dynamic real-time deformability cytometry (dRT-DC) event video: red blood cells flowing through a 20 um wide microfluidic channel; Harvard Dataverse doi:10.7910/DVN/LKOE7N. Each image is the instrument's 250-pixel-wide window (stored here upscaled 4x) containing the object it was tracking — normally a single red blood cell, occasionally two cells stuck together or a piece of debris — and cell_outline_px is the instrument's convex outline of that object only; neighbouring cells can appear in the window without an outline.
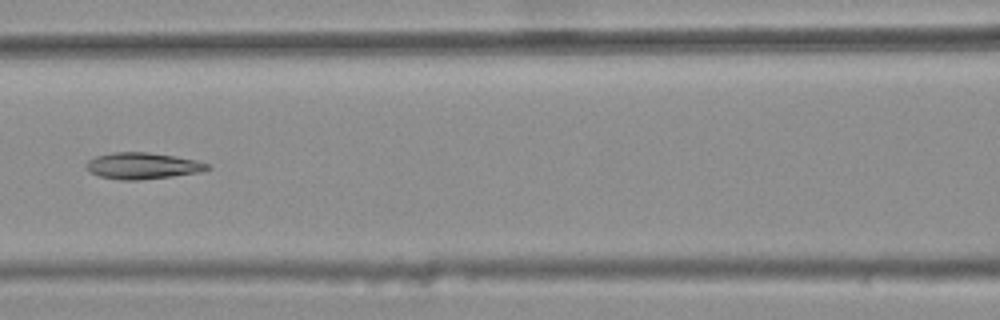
{"species": "common noctule bat (a hibernating species)", "species_latin": "Nyctalus noctula", "temperature_condition": "warm", "stored_images_in_passage": 8, "camera_frame_rate_fps": 3000, "um_per_image_px": 0.085, "animal": {"sex": "female", "body_mass_g": 25.1}, "frame": {"image": 1, "passage_image": 5, "time_ms": 1.333, "image_size_px": [1000, 320], "cell_outline_px": [[212, 168], [200, 172], [172, 176], [140, 180], [120, 180], [100, 176], [92, 172], [84, 164], [88, 160], [96, 156], [116, 152], [148, 152], [196, 160], [208, 164]], "centroid_in_image_um": [12.12, 14.09], "position_along_channel_um": 154.5, "area_um2": 18.44}}
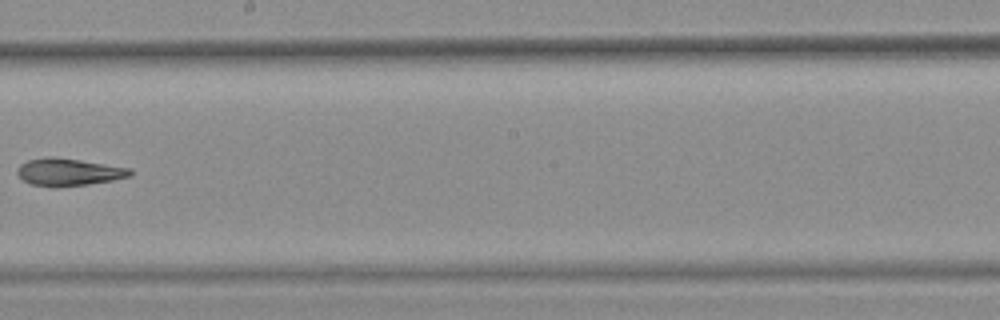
{"frame": {"image": 2, "passage_image": 7, "time_ms": 2.0, "image_size_px": [1000, 320], "cell_outline_px": [[132, 176], [112, 180], [88, 184], [56, 188], [52, 188], [32, 184], [24, 180], [16, 172], [20, 164], [28, 160], [80, 160], [128, 168], [132, 172]], "centroid_in_image_um": [5.86, 14.69], "position_along_channel_um": 242.3, "area_um2": 17.17}}
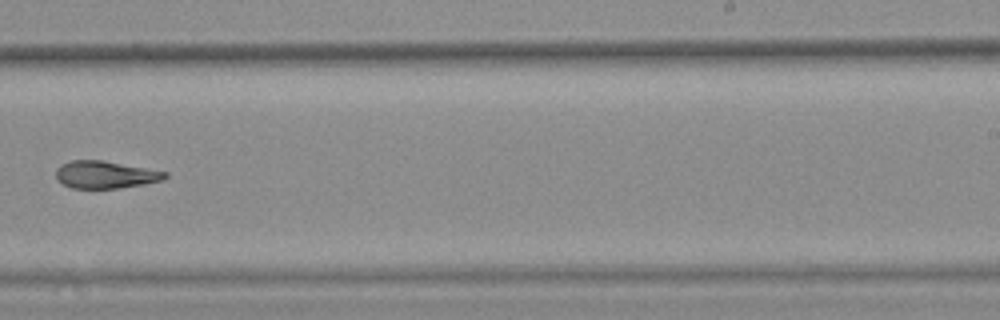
{"frame": {"image": 3, "passage_image": 8, "time_ms": 2.333, "image_size_px": [1000, 320], "cell_outline_px": [[168, 176], [164, 180], [144, 184], [116, 188], [72, 188], [56, 180], [56, 168], [60, 164], [72, 160], [100, 160], [168, 172]], "centroid_in_image_um": [8.94, 14.84], "position_along_channel_um": 280.1, "area_um2": 17.34}}